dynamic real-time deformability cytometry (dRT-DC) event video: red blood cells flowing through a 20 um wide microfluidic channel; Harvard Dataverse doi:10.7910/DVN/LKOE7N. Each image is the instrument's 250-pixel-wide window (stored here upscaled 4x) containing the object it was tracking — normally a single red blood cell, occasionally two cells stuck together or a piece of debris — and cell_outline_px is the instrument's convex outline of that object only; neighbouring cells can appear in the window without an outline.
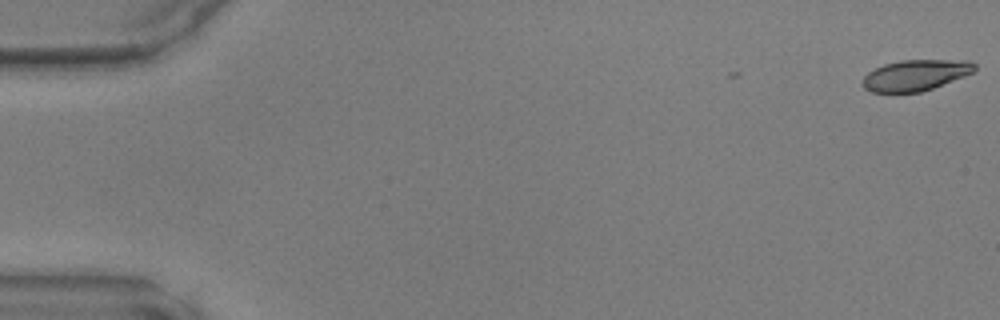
{"species": "common noctule bat (a hibernating species)", "species_latin": "Nyctalus noctula", "temperature_condition": "warm", "stored_images_in_passage": 3, "camera_frame_rate_fps": 3000, "um_per_image_px": 0.085, "animal": {"sex": "male", "body_mass_g": 17.9, "forearm_length_mm": 54.2}, "frame": {"image": 1, "passage_image": 1, "time_ms": 0.0, "image_size_px": [1000, 320], "cell_outline_px": [[976, 68], [972, 72], [964, 76], [932, 88], [920, 92], [872, 92], [864, 88], [860, 84], [864, 76], [868, 72], [884, 64], [900, 60], [968, 60], [976, 64]], "centroid_in_image_um": [77.79, 6.38], "position_along_channel_um": 7.2, "area_um2": 20.11}}